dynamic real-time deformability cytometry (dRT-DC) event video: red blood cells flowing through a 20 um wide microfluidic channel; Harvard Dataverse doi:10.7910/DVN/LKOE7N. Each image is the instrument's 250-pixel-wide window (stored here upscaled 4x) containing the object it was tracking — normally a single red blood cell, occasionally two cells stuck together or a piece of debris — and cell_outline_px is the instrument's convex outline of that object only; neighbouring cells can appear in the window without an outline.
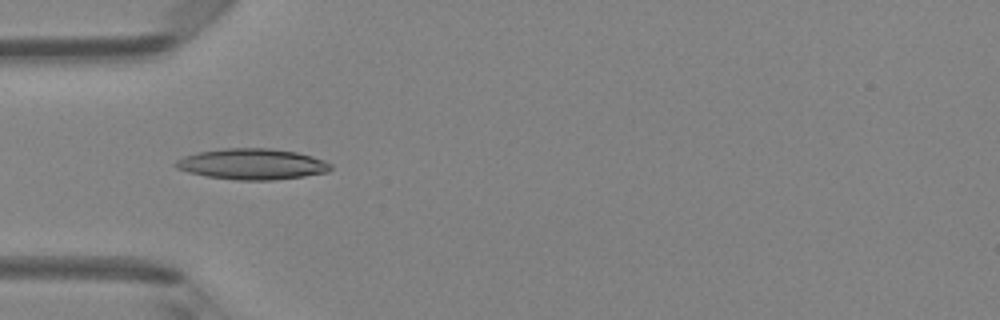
{"species": "Egyptian fruit bat (a non-hibernating species)", "species_latin": "Rousettus aegyptiacus", "temperature_condition": "room temperature", "stored_images_in_passage": 6, "camera_frame_rate_fps": 3000, "um_per_image_px": 0.085, "animal": {"sex": "female"}, "frame": {"image": 1, "passage_image": 5, "time_ms": 1.333, "image_size_px": [1000, 320], "cell_outline_px": [[332, 168], [328, 172], [304, 176], [272, 180], [236, 180], [208, 176], [188, 172], [176, 168], [172, 164], [176, 160], [184, 156], [196, 152], [224, 148], [268, 148], [296, 152], [312, 156], [324, 160], [332, 164]], "centroid_in_image_um": [21.42, 13.94], "position_along_channel_um": 63.6, "area_um2": 27.98}}
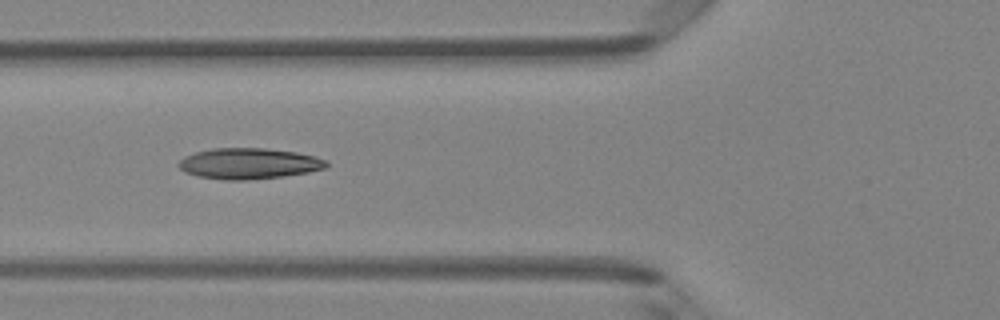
{"frame": {"image": 2, "passage_image": 6, "time_ms": 1.667, "image_size_px": [1000, 320], "cell_outline_px": [[328, 164], [324, 168], [308, 172], [284, 176], [248, 180], [224, 180], [196, 176], [184, 172], [176, 164], [184, 156], [196, 152], [212, 148], [264, 148], [296, 152], [316, 156], [328, 160]], "centroid_in_image_um": [21.13, 13.9], "position_along_channel_um": 104.7, "area_um2": 26.76}}